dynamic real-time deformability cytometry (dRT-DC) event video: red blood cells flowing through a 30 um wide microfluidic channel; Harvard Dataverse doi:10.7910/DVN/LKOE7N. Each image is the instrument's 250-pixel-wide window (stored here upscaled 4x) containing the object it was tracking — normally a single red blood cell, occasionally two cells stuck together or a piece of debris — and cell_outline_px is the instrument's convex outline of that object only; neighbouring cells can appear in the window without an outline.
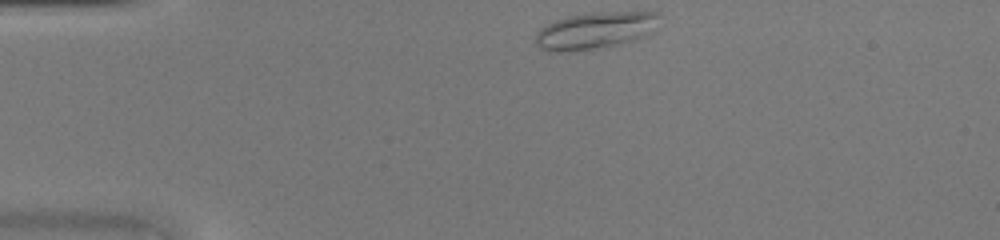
{"species": "common noctule bat (a hibernating species)", "species_latin": "Nyctalus noctula", "temperature_condition": "warm", "stored_images_in_passage": 37, "camera_frame_rate_fps": 3000, "um_per_image_px": 0.085, "animal": {"sex": "female", "body_mass_g": 20.0, "forearm_length_mm": 54.0}, "frame": {"image": 1, "passage_image": 1, "time_ms": 0.0, "image_size_px": [1000, 240], "cell_outline_px": [[660, 16], [656, 32], [620, 44], [604, 48], [568, 52], [544, 52], [536, 44], [536, 32], [540, 28], [556, 20], [568, 16], [588, 12], [656, 12]], "centroid_in_image_um": [50.6, 2.61], "position_along_channel_um": 34.4, "area_um2": 27.17}}
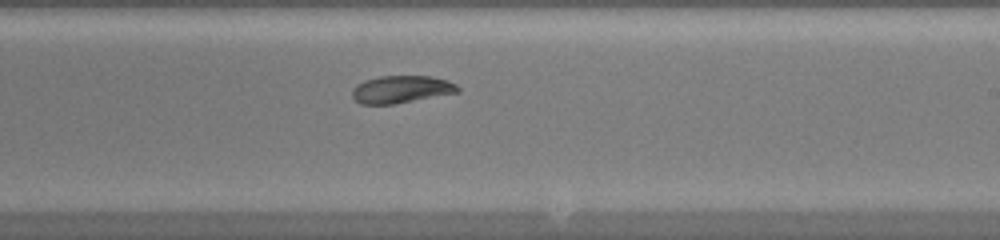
{"frame": {"image": 2, "passage_image": 19, "time_ms": 6.0, "image_size_px": [1000, 240], "cell_outline_px": [[460, 92], [392, 104], [360, 104], [352, 96], [352, 88], [356, 84], [364, 80], [380, 76], [432, 76], [448, 80], [456, 84], [460, 88]], "centroid_in_image_um": [34.11, 7.58], "position_along_channel_um": 254.9, "area_um2": 16.94}}
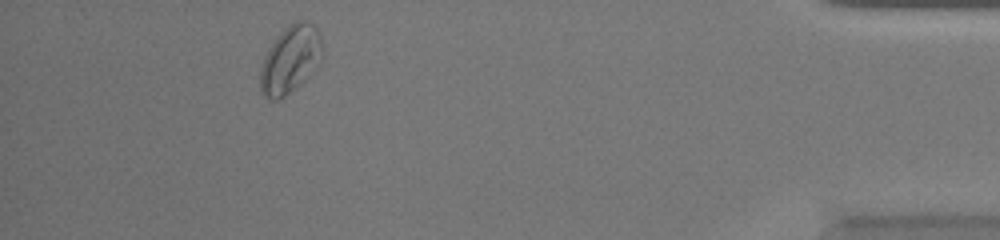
{"frame": {"image": 3, "passage_image": 33, "time_ms": 10.667, "image_size_px": [1000, 240], "cell_outline_px": [[324, 56], [320, 64], [300, 84], [280, 100], [272, 100], [264, 96], [260, 92], [260, 68], [264, 56], [268, 48], [280, 32], [288, 24], [296, 20], [304, 20], [312, 24], [316, 28], [320, 36]], "centroid_in_image_um": [24.68, 5.05], "position_along_channel_um": 410.5, "area_um2": 24.8}}